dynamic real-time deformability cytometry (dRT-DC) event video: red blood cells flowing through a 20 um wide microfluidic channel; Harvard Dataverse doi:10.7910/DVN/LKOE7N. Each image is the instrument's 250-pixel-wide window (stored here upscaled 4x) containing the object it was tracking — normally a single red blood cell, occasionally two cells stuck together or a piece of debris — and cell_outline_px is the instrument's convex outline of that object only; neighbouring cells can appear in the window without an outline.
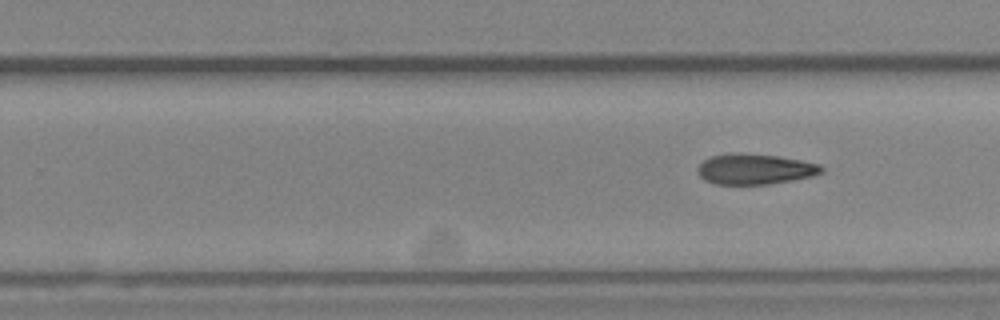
{"species": "Egyptian fruit bat (a non-hibernating species)", "species_latin": "Rousettus aegyptiacus", "temperature_condition": "cold", "stored_images_in_passage": 9, "segment_of_instrument_passage": [2, 2], "camera_frame_rate_fps": 3000, "um_per_image_px": 0.085, "animal": {"sex": "female"}, "frame": {"image": 1, "passage_image": 9, "time_ms": 10.0, "image_size_px": [1000, 320], "cell_outline_px": [[824, 172], [812, 176], [792, 180], [768, 184], [716, 184], [704, 180], [696, 172], [696, 168], [704, 160], [712, 156], [776, 156], [800, 160], [820, 164], [824, 168]], "centroid_in_image_um": [64.2, 14.43], "position_along_channel_um": 265.6, "area_um2": 21.1}}